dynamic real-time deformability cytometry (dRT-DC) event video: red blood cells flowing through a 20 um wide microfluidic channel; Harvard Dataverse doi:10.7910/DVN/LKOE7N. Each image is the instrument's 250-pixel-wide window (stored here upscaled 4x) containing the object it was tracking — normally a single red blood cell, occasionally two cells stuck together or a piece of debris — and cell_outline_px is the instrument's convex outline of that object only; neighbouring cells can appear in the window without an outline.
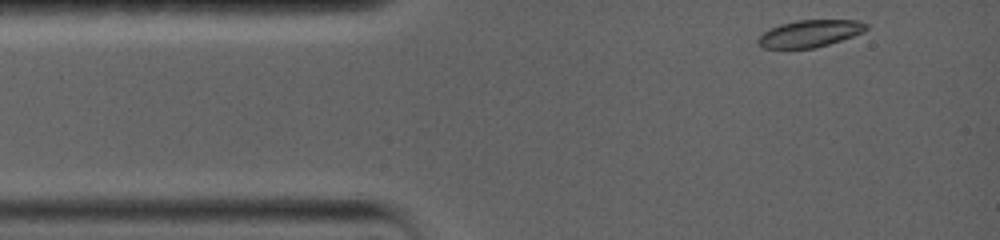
{"species": "common noctule bat (a hibernating species)", "species_latin": "Nyctalus noctula", "temperature_condition": "warm", "stored_images_in_passage": 81, "camera_frame_rate_fps": 5000, "um_per_image_px": 0.085, "animal": {"sex": "female", "body_mass_g": 19.0, "forearm_length_mm": 56.7}, "frame": {"image": 1, "passage_image": 1, "time_ms": 0.0, "image_size_px": [1000, 240], "cell_outline_px": [[868, 28], [864, 32], [816, 48], [764, 48], [756, 44], [756, 40], [764, 32], [780, 24], [796, 20], [856, 20], [868, 24]], "centroid_in_image_um": [68.83, 2.85], "position_along_channel_um": 16.2, "area_um2": 16.99}}
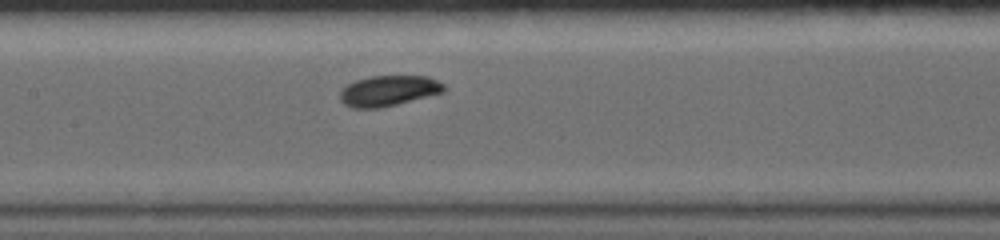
{"frame": {"image": 2, "passage_image": 33, "time_ms": 5.8, "image_size_px": [1000, 240], "cell_outline_px": [[448, 88], [444, 92], [384, 108], [352, 108], [344, 104], [340, 100], [340, 92], [348, 84], [356, 80], [368, 76], [428, 76], [444, 84]], "centroid_in_image_um": [33.05, 7.72], "position_along_channel_um": 174.3, "area_um2": 18.73}}
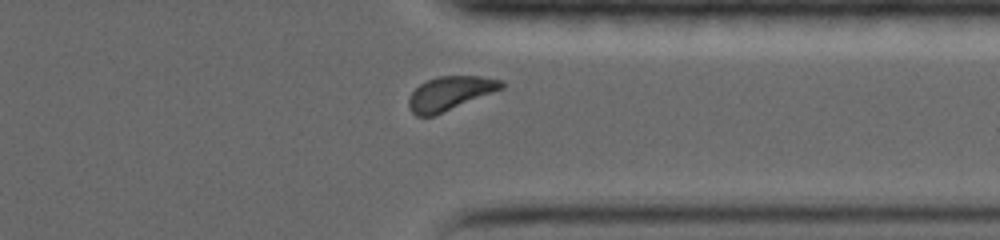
{"frame": {"image": 3, "passage_image": 70, "time_ms": 11.4, "image_size_px": [1000, 240], "cell_outline_px": [[504, 88], [432, 116], [416, 116], [408, 108], [408, 100], [412, 92], [420, 84], [428, 80], [440, 76], [480, 76], [500, 80], [504, 84]], "centroid_in_image_um": [38.23, 7.93], "position_along_channel_um": 373.2, "area_um2": 17.98}, "authors_computed_cell_mechanics": {"area_um2": 18.3804, "velocity_mm_per_s": 3.5577, "shape_relaxation_time_tau1_ms": 2.9285, "shape_relaxation_time_tau2_ms": null, "deformation_change_tau1": 0.0941, "deformation_change_tau2": null}}